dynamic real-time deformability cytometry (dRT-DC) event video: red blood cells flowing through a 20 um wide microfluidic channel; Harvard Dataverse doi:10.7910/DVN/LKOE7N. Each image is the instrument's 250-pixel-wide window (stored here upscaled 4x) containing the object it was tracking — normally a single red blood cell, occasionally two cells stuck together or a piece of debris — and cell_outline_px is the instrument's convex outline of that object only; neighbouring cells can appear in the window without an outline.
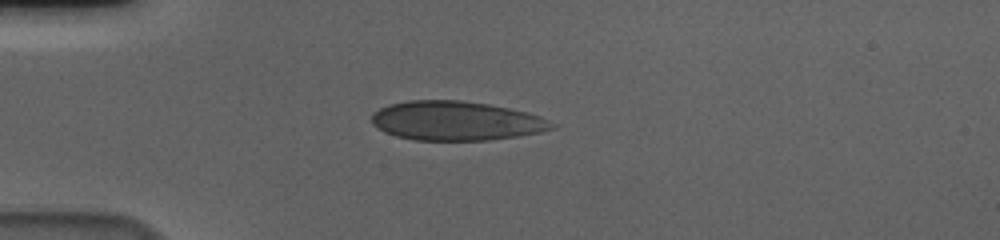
{"species": "human", "species_latin": "Homo sapiens", "temperature_condition": "cold", "stored_images_in_passage": 42, "camera_frame_rate_fps": 3000, "um_per_image_px": 0.085, "donor": {"sex": "male"}, "frame": {"image": 1, "passage_image": 1, "time_ms": 0.0, "image_size_px": [1000, 240], "cell_outline_px": [[556, 128], [540, 132], [516, 136], [488, 140], [412, 140], [396, 136], [384, 132], [372, 124], [372, 112], [388, 104], [408, 100], [460, 100], [488, 104], [508, 108], [540, 116], [556, 124]], "centroid_in_image_um": [38.73, 10.27], "position_along_channel_um": 46.3, "area_um2": 41.21}}
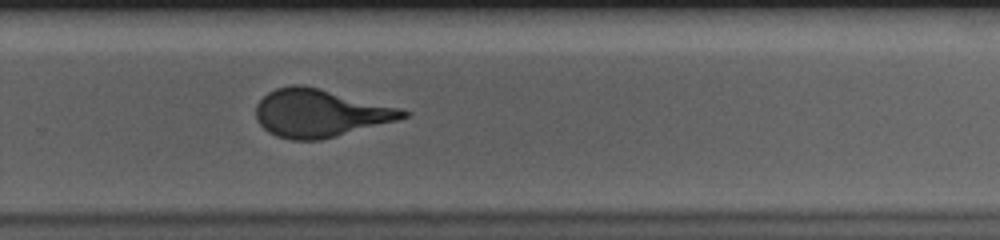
{"frame": {"image": 2, "passage_image": 24, "time_ms": 7.667, "image_size_px": [1000, 240], "cell_outline_px": [[412, 112], [408, 116], [400, 120], [320, 140], [288, 140], [276, 136], [268, 132], [256, 120], [256, 104], [268, 92], [276, 88], [296, 84], [304, 84], [400, 108]], "centroid_in_image_um": [27.2, 9.62], "position_along_channel_um": 302.6, "area_um2": 41.15}}
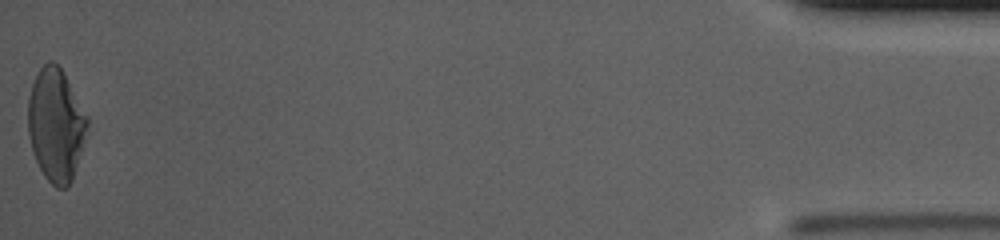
{"frame": {"image": 3, "passage_image": 42, "time_ms": 13.667, "image_size_px": [1000, 240], "cell_outline_px": [[88, 124], [72, 180], [68, 188], [56, 188], [44, 176], [36, 160], [28, 136], [28, 96], [32, 84], [40, 68], [48, 60], [52, 60], [60, 68], [88, 116]], "centroid_in_image_um": [4.73, 10.62], "position_along_channel_um": 430.5, "area_um2": 38.49}, "authors_computed_cell_mechanics": {"area_um2": 40.7201, "velocity_mm_per_s": 3.6503, "shape_relaxation_time_tau1_ms": 5.2447, "shape_relaxation_time_tau2_ms": null, "deformation_change_tau1": 0.1632, "deformation_change_tau2": null}}